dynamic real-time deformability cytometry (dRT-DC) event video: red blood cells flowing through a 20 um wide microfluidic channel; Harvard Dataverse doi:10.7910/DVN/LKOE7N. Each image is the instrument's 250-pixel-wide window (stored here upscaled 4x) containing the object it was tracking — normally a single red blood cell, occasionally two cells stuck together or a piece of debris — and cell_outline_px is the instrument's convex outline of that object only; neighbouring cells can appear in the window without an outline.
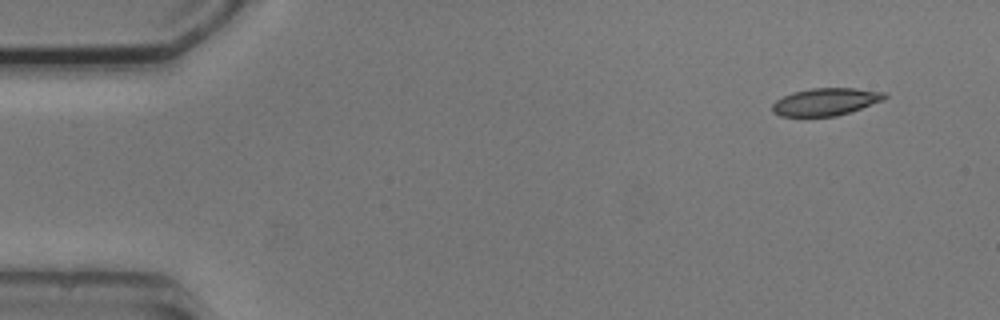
{"species": "common noctule bat (a hibernating species)", "species_latin": "Nyctalus noctula", "temperature_condition": "cold", "stored_images_in_passage": 3, "camera_frame_rate_fps": 3000, "um_per_image_px": 0.085, "animal": {"sex": "male", "body_mass_g": 20.5, "forearm_length_mm": 52.5}, "frame": {"image": 1, "passage_image": 1, "time_ms": 0.0, "image_size_px": [1000, 320], "cell_outline_px": [[888, 96], [884, 100], [836, 116], [780, 116], [772, 112], [772, 104], [776, 100], [792, 92], [812, 88], [856, 88], [884, 92]], "centroid_in_image_um": [70.17, 8.64], "position_along_channel_um": 14.8, "area_um2": 17.86}}